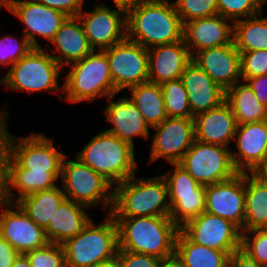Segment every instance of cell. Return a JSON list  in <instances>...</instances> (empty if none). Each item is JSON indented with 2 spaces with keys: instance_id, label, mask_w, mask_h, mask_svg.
<instances>
[{
  "instance_id": "6da1fadb",
  "label": "cell",
  "mask_w": 267,
  "mask_h": 267,
  "mask_svg": "<svg viewBox=\"0 0 267 267\" xmlns=\"http://www.w3.org/2000/svg\"><path fill=\"white\" fill-rule=\"evenodd\" d=\"M53 140L43 133L18 139L9 131L0 139L2 200L15 203L27 195L57 186L66 154L56 149Z\"/></svg>"
},
{
  "instance_id": "7a4b0ae2",
  "label": "cell",
  "mask_w": 267,
  "mask_h": 267,
  "mask_svg": "<svg viewBox=\"0 0 267 267\" xmlns=\"http://www.w3.org/2000/svg\"><path fill=\"white\" fill-rule=\"evenodd\" d=\"M127 38L147 50L183 40V23L174 1L141 0L126 11Z\"/></svg>"
},
{
  "instance_id": "3957f363",
  "label": "cell",
  "mask_w": 267,
  "mask_h": 267,
  "mask_svg": "<svg viewBox=\"0 0 267 267\" xmlns=\"http://www.w3.org/2000/svg\"><path fill=\"white\" fill-rule=\"evenodd\" d=\"M118 230V247L161 260L175 256L180 228L169 216L113 217Z\"/></svg>"
},
{
  "instance_id": "277c9868",
  "label": "cell",
  "mask_w": 267,
  "mask_h": 267,
  "mask_svg": "<svg viewBox=\"0 0 267 267\" xmlns=\"http://www.w3.org/2000/svg\"><path fill=\"white\" fill-rule=\"evenodd\" d=\"M112 217L170 216L168 186L160 174L152 178L136 175L113 187Z\"/></svg>"
},
{
  "instance_id": "5b68a950",
  "label": "cell",
  "mask_w": 267,
  "mask_h": 267,
  "mask_svg": "<svg viewBox=\"0 0 267 267\" xmlns=\"http://www.w3.org/2000/svg\"><path fill=\"white\" fill-rule=\"evenodd\" d=\"M135 148L107 131L93 136L76 157L113 187L136 173Z\"/></svg>"
},
{
  "instance_id": "8992f818",
  "label": "cell",
  "mask_w": 267,
  "mask_h": 267,
  "mask_svg": "<svg viewBox=\"0 0 267 267\" xmlns=\"http://www.w3.org/2000/svg\"><path fill=\"white\" fill-rule=\"evenodd\" d=\"M70 71L65 75L63 86L64 96L69 103L92 101L96 98H107L117 94L108 58L104 51L93 50L89 55L68 65Z\"/></svg>"
},
{
  "instance_id": "52a82bcc",
  "label": "cell",
  "mask_w": 267,
  "mask_h": 267,
  "mask_svg": "<svg viewBox=\"0 0 267 267\" xmlns=\"http://www.w3.org/2000/svg\"><path fill=\"white\" fill-rule=\"evenodd\" d=\"M103 222L95 224L91 219L80 233L62 244L66 267H92L116 257L119 249L117 224L110 214Z\"/></svg>"
},
{
  "instance_id": "ba28073f",
  "label": "cell",
  "mask_w": 267,
  "mask_h": 267,
  "mask_svg": "<svg viewBox=\"0 0 267 267\" xmlns=\"http://www.w3.org/2000/svg\"><path fill=\"white\" fill-rule=\"evenodd\" d=\"M47 49L48 47H41L30 50L8 70L0 80V85L11 90L29 93L63 91V86H59L58 81L62 67L53 59Z\"/></svg>"
},
{
  "instance_id": "9c48e42d",
  "label": "cell",
  "mask_w": 267,
  "mask_h": 267,
  "mask_svg": "<svg viewBox=\"0 0 267 267\" xmlns=\"http://www.w3.org/2000/svg\"><path fill=\"white\" fill-rule=\"evenodd\" d=\"M60 179L66 198L87 208L102 203L103 210L110 214L113 205V186L79 158L75 156V159L69 160L65 155Z\"/></svg>"
},
{
  "instance_id": "30bf717a",
  "label": "cell",
  "mask_w": 267,
  "mask_h": 267,
  "mask_svg": "<svg viewBox=\"0 0 267 267\" xmlns=\"http://www.w3.org/2000/svg\"><path fill=\"white\" fill-rule=\"evenodd\" d=\"M178 164L205 186L228 180L238 173L231 159L230 148L196 139Z\"/></svg>"
},
{
  "instance_id": "8fae6325",
  "label": "cell",
  "mask_w": 267,
  "mask_h": 267,
  "mask_svg": "<svg viewBox=\"0 0 267 267\" xmlns=\"http://www.w3.org/2000/svg\"><path fill=\"white\" fill-rule=\"evenodd\" d=\"M117 93L149 81L148 50L127 37L103 50Z\"/></svg>"
},
{
  "instance_id": "7c38bea8",
  "label": "cell",
  "mask_w": 267,
  "mask_h": 267,
  "mask_svg": "<svg viewBox=\"0 0 267 267\" xmlns=\"http://www.w3.org/2000/svg\"><path fill=\"white\" fill-rule=\"evenodd\" d=\"M116 8L111 10L102 2L92 11L77 15L93 50H106L127 37L126 10Z\"/></svg>"
},
{
  "instance_id": "4fadbf2b",
  "label": "cell",
  "mask_w": 267,
  "mask_h": 267,
  "mask_svg": "<svg viewBox=\"0 0 267 267\" xmlns=\"http://www.w3.org/2000/svg\"><path fill=\"white\" fill-rule=\"evenodd\" d=\"M180 230L194 243L233 253L241 249V230L231 221L203 212Z\"/></svg>"
},
{
  "instance_id": "5bb4252c",
  "label": "cell",
  "mask_w": 267,
  "mask_h": 267,
  "mask_svg": "<svg viewBox=\"0 0 267 267\" xmlns=\"http://www.w3.org/2000/svg\"><path fill=\"white\" fill-rule=\"evenodd\" d=\"M152 128L155 134L149 163L164 158L170 164H177L195 140L194 119L167 117Z\"/></svg>"
},
{
  "instance_id": "9a60e30c",
  "label": "cell",
  "mask_w": 267,
  "mask_h": 267,
  "mask_svg": "<svg viewBox=\"0 0 267 267\" xmlns=\"http://www.w3.org/2000/svg\"><path fill=\"white\" fill-rule=\"evenodd\" d=\"M0 209V236L19 254L49 243L44 229L31 220L16 203L0 198Z\"/></svg>"
},
{
  "instance_id": "2e32d148",
  "label": "cell",
  "mask_w": 267,
  "mask_h": 267,
  "mask_svg": "<svg viewBox=\"0 0 267 267\" xmlns=\"http://www.w3.org/2000/svg\"><path fill=\"white\" fill-rule=\"evenodd\" d=\"M205 212L220 216L244 231L245 173L206 186Z\"/></svg>"
},
{
  "instance_id": "e0dca14e",
  "label": "cell",
  "mask_w": 267,
  "mask_h": 267,
  "mask_svg": "<svg viewBox=\"0 0 267 267\" xmlns=\"http://www.w3.org/2000/svg\"><path fill=\"white\" fill-rule=\"evenodd\" d=\"M10 13L25 24L23 35L33 48H41L37 36L51 41L68 18L63 12L49 8L36 0H12Z\"/></svg>"
},
{
  "instance_id": "ac0fdd59",
  "label": "cell",
  "mask_w": 267,
  "mask_h": 267,
  "mask_svg": "<svg viewBox=\"0 0 267 267\" xmlns=\"http://www.w3.org/2000/svg\"><path fill=\"white\" fill-rule=\"evenodd\" d=\"M266 140L264 121L237 125L234 136L237 151L231 149V159L237 172L257 173L267 164Z\"/></svg>"
},
{
  "instance_id": "d6986e66",
  "label": "cell",
  "mask_w": 267,
  "mask_h": 267,
  "mask_svg": "<svg viewBox=\"0 0 267 267\" xmlns=\"http://www.w3.org/2000/svg\"><path fill=\"white\" fill-rule=\"evenodd\" d=\"M192 61L223 90L241 82V56L234 42L198 51Z\"/></svg>"
},
{
  "instance_id": "ffe728a7",
  "label": "cell",
  "mask_w": 267,
  "mask_h": 267,
  "mask_svg": "<svg viewBox=\"0 0 267 267\" xmlns=\"http://www.w3.org/2000/svg\"><path fill=\"white\" fill-rule=\"evenodd\" d=\"M221 15H212L183 24V40L193 57L198 51L228 45L233 41V24Z\"/></svg>"
},
{
  "instance_id": "44dd1931",
  "label": "cell",
  "mask_w": 267,
  "mask_h": 267,
  "mask_svg": "<svg viewBox=\"0 0 267 267\" xmlns=\"http://www.w3.org/2000/svg\"><path fill=\"white\" fill-rule=\"evenodd\" d=\"M115 95L108 97L109 103L104 109L106 122H110L113 125L112 128L105 131L134 147V136H140L144 139L149 138L150 127L137 106L128 97L123 96L119 100L113 101Z\"/></svg>"
},
{
  "instance_id": "7402d4cb",
  "label": "cell",
  "mask_w": 267,
  "mask_h": 267,
  "mask_svg": "<svg viewBox=\"0 0 267 267\" xmlns=\"http://www.w3.org/2000/svg\"><path fill=\"white\" fill-rule=\"evenodd\" d=\"M180 79L188 93V102L193 118L218 107L225 101V90L193 61L186 66Z\"/></svg>"
},
{
  "instance_id": "603a6c76",
  "label": "cell",
  "mask_w": 267,
  "mask_h": 267,
  "mask_svg": "<svg viewBox=\"0 0 267 267\" xmlns=\"http://www.w3.org/2000/svg\"><path fill=\"white\" fill-rule=\"evenodd\" d=\"M193 119L197 141L231 148L229 144L234 140L237 122L226 101L216 108L198 114Z\"/></svg>"
},
{
  "instance_id": "cb8c5ba5",
  "label": "cell",
  "mask_w": 267,
  "mask_h": 267,
  "mask_svg": "<svg viewBox=\"0 0 267 267\" xmlns=\"http://www.w3.org/2000/svg\"><path fill=\"white\" fill-rule=\"evenodd\" d=\"M148 60L149 81L161 85L166 81L180 79L192 61V56L182 40L148 49Z\"/></svg>"
},
{
  "instance_id": "d4e9b609",
  "label": "cell",
  "mask_w": 267,
  "mask_h": 267,
  "mask_svg": "<svg viewBox=\"0 0 267 267\" xmlns=\"http://www.w3.org/2000/svg\"><path fill=\"white\" fill-rule=\"evenodd\" d=\"M80 23L77 16L68 17L50 41L55 46L52 50L57 52V55L51 56L62 68L80 61L93 51Z\"/></svg>"
},
{
  "instance_id": "484cf974",
  "label": "cell",
  "mask_w": 267,
  "mask_h": 267,
  "mask_svg": "<svg viewBox=\"0 0 267 267\" xmlns=\"http://www.w3.org/2000/svg\"><path fill=\"white\" fill-rule=\"evenodd\" d=\"M86 206L65 198L44 229L48 242L63 244L75 237L91 220Z\"/></svg>"
},
{
  "instance_id": "4316f807",
  "label": "cell",
  "mask_w": 267,
  "mask_h": 267,
  "mask_svg": "<svg viewBox=\"0 0 267 267\" xmlns=\"http://www.w3.org/2000/svg\"><path fill=\"white\" fill-rule=\"evenodd\" d=\"M232 253L192 242L181 230L175 241V257L182 267H228Z\"/></svg>"
},
{
  "instance_id": "83f0119b",
  "label": "cell",
  "mask_w": 267,
  "mask_h": 267,
  "mask_svg": "<svg viewBox=\"0 0 267 267\" xmlns=\"http://www.w3.org/2000/svg\"><path fill=\"white\" fill-rule=\"evenodd\" d=\"M267 229V183L257 173H245L244 231Z\"/></svg>"
},
{
  "instance_id": "f1b7e54d",
  "label": "cell",
  "mask_w": 267,
  "mask_h": 267,
  "mask_svg": "<svg viewBox=\"0 0 267 267\" xmlns=\"http://www.w3.org/2000/svg\"><path fill=\"white\" fill-rule=\"evenodd\" d=\"M225 101L231 107L237 125L260 122L267 118V108L259 103L252 89L237 82L225 91Z\"/></svg>"
},
{
  "instance_id": "f546056e",
  "label": "cell",
  "mask_w": 267,
  "mask_h": 267,
  "mask_svg": "<svg viewBox=\"0 0 267 267\" xmlns=\"http://www.w3.org/2000/svg\"><path fill=\"white\" fill-rule=\"evenodd\" d=\"M65 198L63 189L57 185L51 189L27 195L15 203L31 220L45 229Z\"/></svg>"
},
{
  "instance_id": "4dcf8cb0",
  "label": "cell",
  "mask_w": 267,
  "mask_h": 267,
  "mask_svg": "<svg viewBox=\"0 0 267 267\" xmlns=\"http://www.w3.org/2000/svg\"><path fill=\"white\" fill-rule=\"evenodd\" d=\"M129 90V99L137 106L150 128L161 124L167 118L160 84L148 81Z\"/></svg>"
},
{
  "instance_id": "1f68e13d",
  "label": "cell",
  "mask_w": 267,
  "mask_h": 267,
  "mask_svg": "<svg viewBox=\"0 0 267 267\" xmlns=\"http://www.w3.org/2000/svg\"><path fill=\"white\" fill-rule=\"evenodd\" d=\"M233 42L239 53L267 50V17L256 15L234 22Z\"/></svg>"
},
{
  "instance_id": "d6a6232c",
  "label": "cell",
  "mask_w": 267,
  "mask_h": 267,
  "mask_svg": "<svg viewBox=\"0 0 267 267\" xmlns=\"http://www.w3.org/2000/svg\"><path fill=\"white\" fill-rule=\"evenodd\" d=\"M206 186L200 185L196 194L168 195L170 218L181 228L188 221L205 212Z\"/></svg>"
},
{
  "instance_id": "836d02e7",
  "label": "cell",
  "mask_w": 267,
  "mask_h": 267,
  "mask_svg": "<svg viewBox=\"0 0 267 267\" xmlns=\"http://www.w3.org/2000/svg\"><path fill=\"white\" fill-rule=\"evenodd\" d=\"M167 117L193 119L188 102V93L181 79L161 84Z\"/></svg>"
},
{
  "instance_id": "e575fe53",
  "label": "cell",
  "mask_w": 267,
  "mask_h": 267,
  "mask_svg": "<svg viewBox=\"0 0 267 267\" xmlns=\"http://www.w3.org/2000/svg\"><path fill=\"white\" fill-rule=\"evenodd\" d=\"M241 250L267 267V229H254L241 233Z\"/></svg>"
},
{
  "instance_id": "d590c367",
  "label": "cell",
  "mask_w": 267,
  "mask_h": 267,
  "mask_svg": "<svg viewBox=\"0 0 267 267\" xmlns=\"http://www.w3.org/2000/svg\"><path fill=\"white\" fill-rule=\"evenodd\" d=\"M174 4L183 24L218 14L217 0H176Z\"/></svg>"
},
{
  "instance_id": "8d00e7d4",
  "label": "cell",
  "mask_w": 267,
  "mask_h": 267,
  "mask_svg": "<svg viewBox=\"0 0 267 267\" xmlns=\"http://www.w3.org/2000/svg\"><path fill=\"white\" fill-rule=\"evenodd\" d=\"M32 267H66L62 244L47 243L25 253Z\"/></svg>"
},
{
  "instance_id": "74e56055",
  "label": "cell",
  "mask_w": 267,
  "mask_h": 267,
  "mask_svg": "<svg viewBox=\"0 0 267 267\" xmlns=\"http://www.w3.org/2000/svg\"><path fill=\"white\" fill-rule=\"evenodd\" d=\"M32 49L33 46L24 35L21 40L13 35H5L0 38V67L11 68Z\"/></svg>"
},
{
  "instance_id": "f35d334b",
  "label": "cell",
  "mask_w": 267,
  "mask_h": 267,
  "mask_svg": "<svg viewBox=\"0 0 267 267\" xmlns=\"http://www.w3.org/2000/svg\"><path fill=\"white\" fill-rule=\"evenodd\" d=\"M171 165L174 168L162 174L168 186V195L196 194V189L201 184L178 163Z\"/></svg>"
},
{
  "instance_id": "ab89813d",
  "label": "cell",
  "mask_w": 267,
  "mask_h": 267,
  "mask_svg": "<svg viewBox=\"0 0 267 267\" xmlns=\"http://www.w3.org/2000/svg\"><path fill=\"white\" fill-rule=\"evenodd\" d=\"M218 14L231 22L258 15L259 0H217Z\"/></svg>"
},
{
  "instance_id": "60d3db41",
  "label": "cell",
  "mask_w": 267,
  "mask_h": 267,
  "mask_svg": "<svg viewBox=\"0 0 267 267\" xmlns=\"http://www.w3.org/2000/svg\"><path fill=\"white\" fill-rule=\"evenodd\" d=\"M241 76L251 78L267 74V50H253L240 53Z\"/></svg>"
},
{
  "instance_id": "b9f144b4",
  "label": "cell",
  "mask_w": 267,
  "mask_h": 267,
  "mask_svg": "<svg viewBox=\"0 0 267 267\" xmlns=\"http://www.w3.org/2000/svg\"><path fill=\"white\" fill-rule=\"evenodd\" d=\"M118 267H157L161 259L147 254L132 253L118 249L116 254Z\"/></svg>"
},
{
  "instance_id": "7bdbcfd3",
  "label": "cell",
  "mask_w": 267,
  "mask_h": 267,
  "mask_svg": "<svg viewBox=\"0 0 267 267\" xmlns=\"http://www.w3.org/2000/svg\"><path fill=\"white\" fill-rule=\"evenodd\" d=\"M41 4L59 10L68 17H76L83 11V3L85 0H36Z\"/></svg>"
},
{
  "instance_id": "ee69618b",
  "label": "cell",
  "mask_w": 267,
  "mask_h": 267,
  "mask_svg": "<svg viewBox=\"0 0 267 267\" xmlns=\"http://www.w3.org/2000/svg\"><path fill=\"white\" fill-rule=\"evenodd\" d=\"M242 80L252 89L259 103L267 108V74Z\"/></svg>"
},
{
  "instance_id": "f6af8a7d",
  "label": "cell",
  "mask_w": 267,
  "mask_h": 267,
  "mask_svg": "<svg viewBox=\"0 0 267 267\" xmlns=\"http://www.w3.org/2000/svg\"><path fill=\"white\" fill-rule=\"evenodd\" d=\"M228 267H263L241 249L234 251L228 261Z\"/></svg>"
},
{
  "instance_id": "bcb514c9",
  "label": "cell",
  "mask_w": 267,
  "mask_h": 267,
  "mask_svg": "<svg viewBox=\"0 0 267 267\" xmlns=\"http://www.w3.org/2000/svg\"><path fill=\"white\" fill-rule=\"evenodd\" d=\"M18 252L0 236V267H11Z\"/></svg>"
},
{
  "instance_id": "7dc6e473",
  "label": "cell",
  "mask_w": 267,
  "mask_h": 267,
  "mask_svg": "<svg viewBox=\"0 0 267 267\" xmlns=\"http://www.w3.org/2000/svg\"><path fill=\"white\" fill-rule=\"evenodd\" d=\"M7 108H0V139L8 132L7 120L8 118Z\"/></svg>"
},
{
  "instance_id": "c3c4849f",
  "label": "cell",
  "mask_w": 267,
  "mask_h": 267,
  "mask_svg": "<svg viewBox=\"0 0 267 267\" xmlns=\"http://www.w3.org/2000/svg\"><path fill=\"white\" fill-rule=\"evenodd\" d=\"M11 267H32L25 254H18Z\"/></svg>"
},
{
  "instance_id": "681fc988",
  "label": "cell",
  "mask_w": 267,
  "mask_h": 267,
  "mask_svg": "<svg viewBox=\"0 0 267 267\" xmlns=\"http://www.w3.org/2000/svg\"><path fill=\"white\" fill-rule=\"evenodd\" d=\"M141 0H113L116 7L123 8L124 10H128L131 7H134Z\"/></svg>"
},
{
  "instance_id": "f907efd6",
  "label": "cell",
  "mask_w": 267,
  "mask_h": 267,
  "mask_svg": "<svg viewBox=\"0 0 267 267\" xmlns=\"http://www.w3.org/2000/svg\"><path fill=\"white\" fill-rule=\"evenodd\" d=\"M157 267H182L179 260L173 256L168 259L161 260Z\"/></svg>"
},
{
  "instance_id": "816d5d0a",
  "label": "cell",
  "mask_w": 267,
  "mask_h": 267,
  "mask_svg": "<svg viewBox=\"0 0 267 267\" xmlns=\"http://www.w3.org/2000/svg\"><path fill=\"white\" fill-rule=\"evenodd\" d=\"M92 267H118V264H117L116 257H114L109 260L99 262Z\"/></svg>"
},
{
  "instance_id": "f5cc1de1",
  "label": "cell",
  "mask_w": 267,
  "mask_h": 267,
  "mask_svg": "<svg viewBox=\"0 0 267 267\" xmlns=\"http://www.w3.org/2000/svg\"><path fill=\"white\" fill-rule=\"evenodd\" d=\"M257 174L267 183V164L264 165Z\"/></svg>"
},
{
  "instance_id": "db71d44e",
  "label": "cell",
  "mask_w": 267,
  "mask_h": 267,
  "mask_svg": "<svg viewBox=\"0 0 267 267\" xmlns=\"http://www.w3.org/2000/svg\"><path fill=\"white\" fill-rule=\"evenodd\" d=\"M11 1L12 0H0V9L6 8L8 11H10Z\"/></svg>"
},
{
  "instance_id": "11a10c76",
  "label": "cell",
  "mask_w": 267,
  "mask_h": 267,
  "mask_svg": "<svg viewBox=\"0 0 267 267\" xmlns=\"http://www.w3.org/2000/svg\"><path fill=\"white\" fill-rule=\"evenodd\" d=\"M267 3V0H259V12H258V15L263 17V13H262V9H263V6L264 4Z\"/></svg>"
},
{
  "instance_id": "9f6ffc18",
  "label": "cell",
  "mask_w": 267,
  "mask_h": 267,
  "mask_svg": "<svg viewBox=\"0 0 267 267\" xmlns=\"http://www.w3.org/2000/svg\"><path fill=\"white\" fill-rule=\"evenodd\" d=\"M265 122V127H266V130H267V118L264 120ZM266 145H267V140H266Z\"/></svg>"
}]
</instances>
